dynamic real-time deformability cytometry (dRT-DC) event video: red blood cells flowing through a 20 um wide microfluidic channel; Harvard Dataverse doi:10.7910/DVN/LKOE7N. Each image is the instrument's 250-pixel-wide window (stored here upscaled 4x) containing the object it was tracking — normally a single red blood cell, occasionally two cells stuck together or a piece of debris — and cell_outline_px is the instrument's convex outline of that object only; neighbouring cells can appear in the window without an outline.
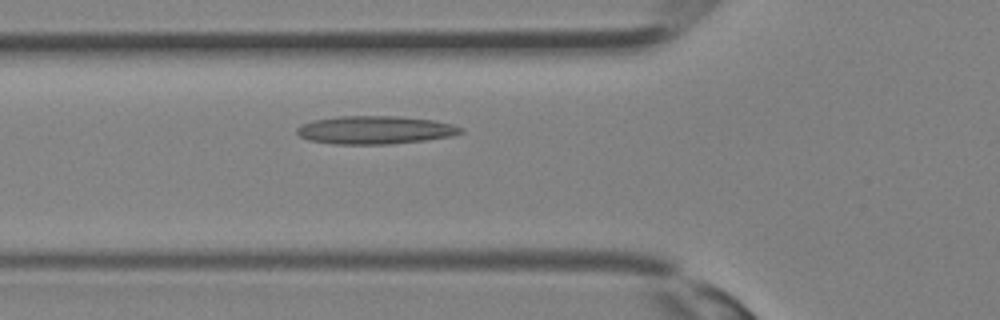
{"species": "Egyptian fruit bat (a non-hibernating species)", "species_latin": "Rousettus aegyptiacus", "temperature_condition": "room temperature", "stored_images_in_passage": 27, "camera_frame_rate_fps": 3000, "um_per_image_px": 0.085, "animal": {"sex": "female"}, "frame": {"image": 1, "passage_image": 6, "time_ms": 1.667, "image_size_px": [1000, 320], "cell_outline_px": [[464, 132], [452, 136], [424, 140], [392, 144], [336, 144], [308, 140], [300, 136], [296, 132], [296, 128], [300, 124], [312, 120], [336, 116], [400, 116], [432, 120], [452, 124], [464, 128]], "centroid_in_image_um": [31.86, 11.04], "position_along_channel_um": 93.9, "area_um2": 27.05}}
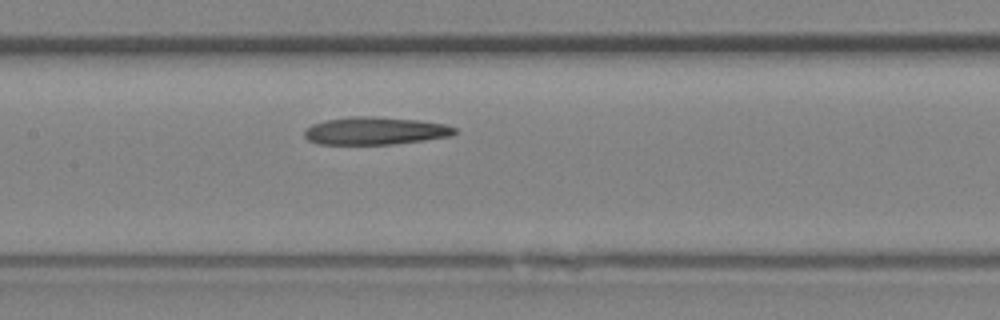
{"frame": {"image": 2, "passage_image": 10, "time_ms": 3.0, "image_size_px": [1000, 320], "cell_outline_px": [[456, 132], [452, 136], [424, 140], [392, 144], [316, 144], [308, 140], [304, 136], [304, 132], [312, 124], [324, 120], [352, 116], [372, 116], [416, 120], [444, 124], [456, 128]], "centroid_in_image_um": [31.86, 11.12], "position_along_channel_um": 175.5, "area_um2": 24.16}}
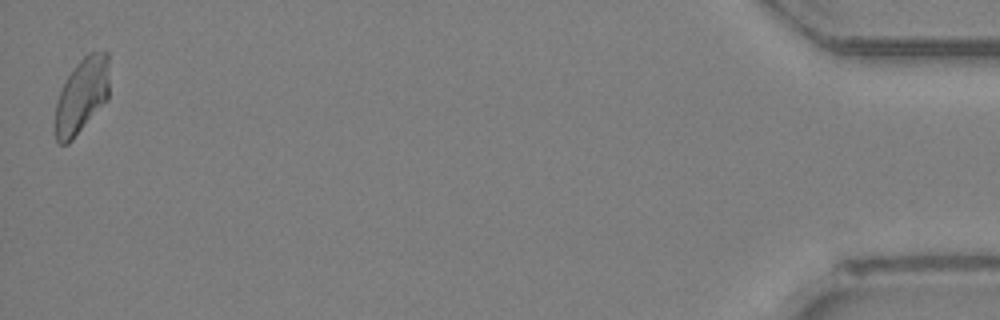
{"frame": {"image": 3, "passage_image": 27, "time_ms": 8.667, "image_size_px": [1000, 320], "cell_outline_px": [[108, 100], [72, 140], [68, 144], [60, 144], [56, 140], [56, 100], [68, 76], [76, 64], [88, 52], [108, 52]], "centroid_in_image_um": [6.96, 8.13], "position_along_channel_um": 428.2, "area_um2": 23.52}}